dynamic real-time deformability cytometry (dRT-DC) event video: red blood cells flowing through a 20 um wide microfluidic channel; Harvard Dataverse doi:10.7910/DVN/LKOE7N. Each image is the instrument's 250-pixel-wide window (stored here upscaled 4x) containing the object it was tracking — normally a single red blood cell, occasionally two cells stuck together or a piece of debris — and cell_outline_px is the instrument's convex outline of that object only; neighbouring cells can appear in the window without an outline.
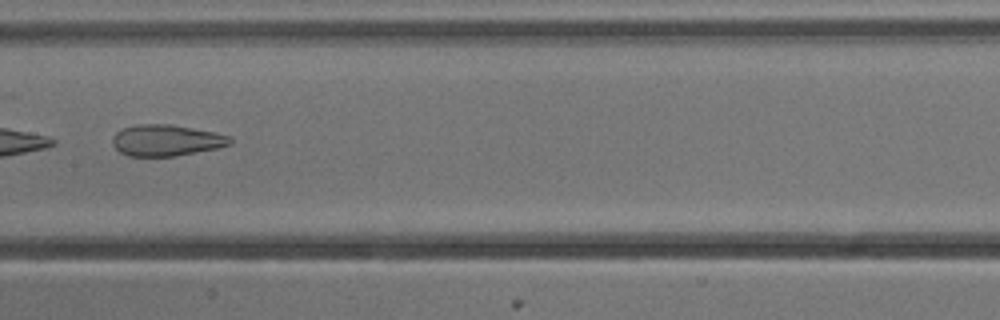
{"species": "common noctule bat (a hibernating species)", "species_latin": "Nyctalus noctula", "temperature_condition": "cold", "stored_images_in_passage": 10, "camera_frame_rate_fps": 3000, "um_per_image_px": 0.085, "animal": {"sex": "male", "body_mass_g": 13.3}, "frame": {"image": 1, "passage_image": 7, "time_ms": 2.0, "image_size_px": [1000, 320], "cell_outline_px": [[232, 144], [216, 148], [176, 156], [128, 156], [120, 152], [112, 144], [112, 136], [116, 132], [124, 128], [136, 124], [172, 124], [216, 132], [232, 136]], "centroid_in_image_um": [14.15, 11.92], "position_along_channel_um": 193.3, "area_um2": 21.62}}
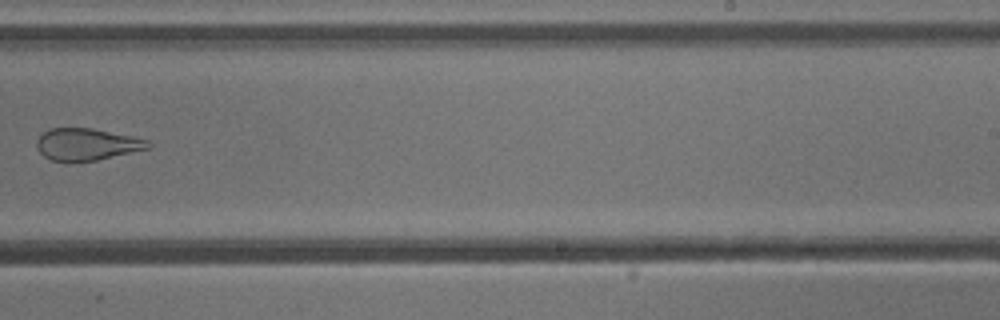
{"frame": {"image": 2, "passage_image": 9, "time_ms": 2.667, "image_size_px": [1000, 320], "cell_outline_px": [[152, 144], [148, 148], [96, 160], [52, 160], [44, 156], [40, 152], [36, 144], [36, 140], [44, 132], [52, 128], [92, 128], [132, 136], [148, 140]], "centroid_in_image_um": [7.38, 12.24], "position_along_channel_um": 281.6, "area_um2": 20.23}}